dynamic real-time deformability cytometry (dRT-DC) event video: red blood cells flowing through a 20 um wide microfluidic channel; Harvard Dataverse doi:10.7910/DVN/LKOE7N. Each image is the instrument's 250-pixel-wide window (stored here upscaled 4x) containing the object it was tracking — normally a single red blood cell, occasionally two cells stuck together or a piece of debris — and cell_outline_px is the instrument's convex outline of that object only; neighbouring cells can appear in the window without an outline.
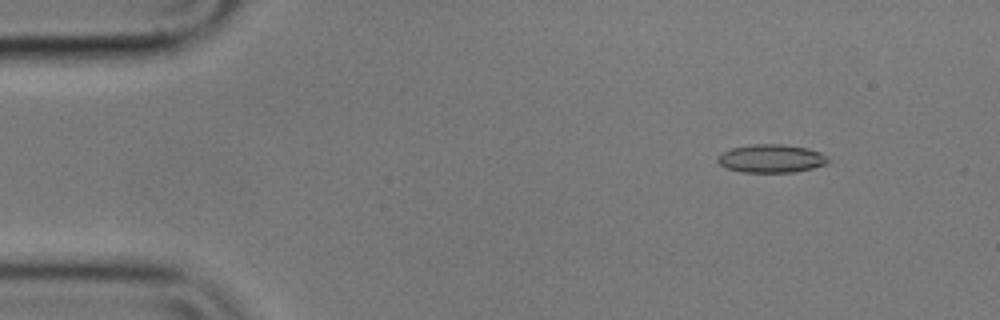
{"species": "common noctule bat (a hibernating species)", "species_latin": "Nyctalus noctula", "temperature_condition": "cold", "stored_images_in_passage": 17, "camera_frame_rate_fps": 3000, "um_per_image_px": 0.085, "animal": {"sex": "male", "body_mass_g": 17.9}, "frame": {"image": 1, "passage_image": 7, "time_ms": 2.0, "image_size_px": [1000, 320], "cell_outline_px": [[828, 164], [812, 168], [792, 172], [744, 172], [728, 168], [720, 164], [716, 160], [716, 156], [720, 152], [732, 148], [752, 144], [780, 144], [808, 148], [820, 152], [828, 156]], "centroid_in_image_um": [65.55, 13.46], "position_along_channel_um": 19.5, "area_um2": 18.21}}
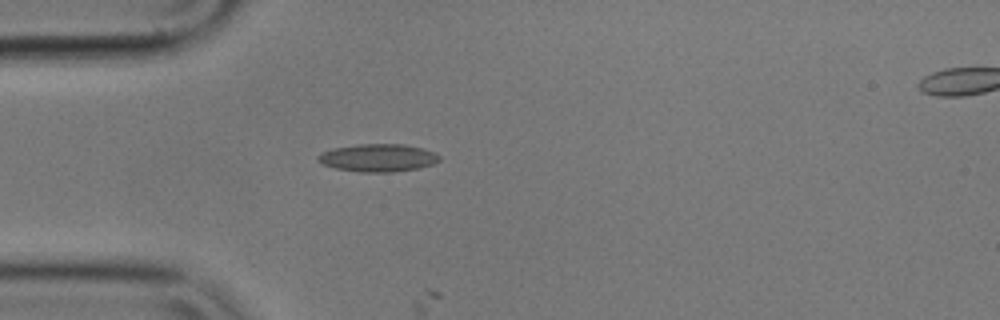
{"frame": {"image": 2, "passage_image": 16, "time_ms": 5.0, "image_size_px": [1000, 320], "cell_outline_px": [[440, 160], [432, 164], [420, 168], [392, 172], [360, 172], [336, 168], [324, 164], [316, 160], [316, 156], [320, 152], [332, 148], [356, 144], [404, 144], [424, 148], [436, 152], [440, 156]], "centroid_in_image_um": [32.13, 13.4], "position_along_channel_um": 52.9, "area_um2": 19.88}}